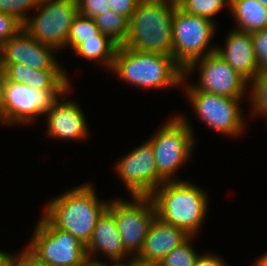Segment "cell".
<instances>
[{
	"instance_id": "1",
	"label": "cell",
	"mask_w": 267,
	"mask_h": 266,
	"mask_svg": "<svg viewBox=\"0 0 267 266\" xmlns=\"http://www.w3.org/2000/svg\"><path fill=\"white\" fill-rule=\"evenodd\" d=\"M108 205L109 201L101 202L94 187L85 183L52 199L43 215L55 227L71 233L87 245L98 219Z\"/></svg>"
},
{
	"instance_id": "2",
	"label": "cell",
	"mask_w": 267,
	"mask_h": 266,
	"mask_svg": "<svg viewBox=\"0 0 267 266\" xmlns=\"http://www.w3.org/2000/svg\"><path fill=\"white\" fill-rule=\"evenodd\" d=\"M112 72L125 82L147 89L182 85L184 69L173 56L118 46Z\"/></svg>"
},
{
	"instance_id": "3",
	"label": "cell",
	"mask_w": 267,
	"mask_h": 266,
	"mask_svg": "<svg viewBox=\"0 0 267 266\" xmlns=\"http://www.w3.org/2000/svg\"><path fill=\"white\" fill-rule=\"evenodd\" d=\"M176 0H140L129 20L123 46L173 56L172 24Z\"/></svg>"
},
{
	"instance_id": "4",
	"label": "cell",
	"mask_w": 267,
	"mask_h": 266,
	"mask_svg": "<svg viewBox=\"0 0 267 266\" xmlns=\"http://www.w3.org/2000/svg\"><path fill=\"white\" fill-rule=\"evenodd\" d=\"M156 216L195 236L206 218L208 195L186 180L165 181L150 195Z\"/></svg>"
},
{
	"instance_id": "5",
	"label": "cell",
	"mask_w": 267,
	"mask_h": 266,
	"mask_svg": "<svg viewBox=\"0 0 267 266\" xmlns=\"http://www.w3.org/2000/svg\"><path fill=\"white\" fill-rule=\"evenodd\" d=\"M148 140L154 151L158 174L165 181L182 180L175 178V173L190 159L195 146L194 132L185 116H172Z\"/></svg>"
},
{
	"instance_id": "6",
	"label": "cell",
	"mask_w": 267,
	"mask_h": 266,
	"mask_svg": "<svg viewBox=\"0 0 267 266\" xmlns=\"http://www.w3.org/2000/svg\"><path fill=\"white\" fill-rule=\"evenodd\" d=\"M183 78L182 86L185 96L196 115L208 128L224 136L235 137L246 130L240 103L243 99H234L221 95L196 90ZM184 83V84H183Z\"/></svg>"
},
{
	"instance_id": "7",
	"label": "cell",
	"mask_w": 267,
	"mask_h": 266,
	"mask_svg": "<svg viewBox=\"0 0 267 266\" xmlns=\"http://www.w3.org/2000/svg\"><path fill=\"white\" fill-rule=\"evenodd\" d=\"M215 24L176 6L172 24L173 57L184 70L193 61L216 52L215 46L208 48L216 31Z\"/></svg>"
},
{
	"instance_id": "8",
	"label": "cell",
	"mask_w": 267,
	"mask_h": 266,
	"mask_svg": "<svg viewBox=\"0 0 267 266\" xmlns=\"http://www.w3.org/2000/svg\"><path fill=\"white\" fill-rule=\"evenodd\" d=\"M26 247L50 266H79L87 257L86 245L71 233L55 227L44 215Z\"/></svg>"
},
{
	"instance_id": "9",
	"label": "cell",
	"mask_w": 267,
	"mask_h": 266,
	"mask_svg": "<svg viewBox=\"0 0 267 266\" xmlns=\"http://www.w3.org/2000/svg\"><path fill=\"white\" fill-rule=\"evenodd\" d=\"M68 89H34L27 84L4 82L0 122L4 125L31 123L46 114Z\"/></svg>"
},
{
	"instance_id": "10",
	"label": "cell",
	"mask_w": 267,
	"mask_h": 266,
	"mask_svg": "<svg viewBox=\"0 0 267 266\" xmlns=\"http://www.w3.org/2000/svg\"><path fill=\"white\" fill-rule=\"evenodd\" d=\"M23 28L38 42L56 51L67 46L71 24L78 14L76 0H42Z\"/></svg>"
},
{
	"instance_id": "11",
	"label": "cell",
	"mask_w": 267,
	"mask_h": 266,
	"mask_svg": "<svg viewBox=\"0 0 267 266\" xmlns=\"http://www.w3.org/2000/svg\"><path fill=\"white\" fill-rule=\"evenodd\" d=\"M129 200H110L108 209L114 214L115 222L125 250L132 256L141 251L149 228L156 217L150 196H131Z\"/></svg>"
},
{
	"instance_id": "12",
	"label": "cell",
	"mask_w": 267,
	"mask_h": 266,
	"mask_svg": "<svg viewBox=\"0 0 267 266\" xmlns=\"http://www.w3.org/2000/svg\"><path fill=\"white\" fill-rule=\"evenodd\" d=\"M197 65L199 84L191 83L196 90L234 99H242L246 94L249 83L216 52L193 61L184 70V77L194 72Z\"/></svg>"
},
{
	"instance_id": "13",
	"label": "cell",
	"mask_w": 267,
	"mask_h": 266,
	"mask_svg": "<svg viewBox=\"0 0 267 266\" xmlns=\"http://www.w3.org/2000/svg\"><path fill=\"white\" fill-rule=\"evenodd\" d=\"M115 171L132 196H150L165 180L158 174L149 140L130 151L115 165Z\"/></svg>"
},
{
	"instance_id": "14",
	"label": "cell",
	"mask_w": 267,
	"mask_h": 266,
	"mask_svg": "<svg viewBox=\"0 0 267 266\" xmlns=\"http://www.w3.org/2000/svg\"><path fill=\"white\" fill-rule=\"evenodd\" d=\"M57 51L34 39L24 28L0 47V64H23L33 69H64Z\"/></svg>"
},
{
	"instance_id": "15",
	"label": "cell",
	"mask_w": 267,
	"mask_h": 266,
	"mask_svg": "<svg viewBox=\"0 0 267 266\" xmlns=\"http://www.w3.org/2000/svg\"><path fill=\"white\" fill-rule=\"evenodd\" d=\"M71 87L62 94L51 109L45 114L47 134L50 138L62 140L87 139L88 127L81 106L74 101L65 100Z\"/></svg>"
},
{
	"instance_id": "16",
	"label": "cell",
	"mask_w": 267,
	"mask_h": 266,
	"mask_svg": "<svg viewBox=\"0 0 267 266\" xmlns=\"http://www.w3.org/2000/svg\"><path fill=\"white\" fill-rule=\"evenodd\" d=\"M220 55L249 84L259 74L252 34L234 29L226 37L225 46H216Z\"/></svg>"
},
{
	"instance_id": "17",
	"label": "cell",
	"mask_w": 267,
	"mask_h": 266,
	"mask_svg": "<svg viewBox=\"0 0 267 266\" xmlns=\"http://www.w3.org/2000/svg\"><path fill=\"white\" fill-rule=\"evenodd\" d=\"M190 236L184 229L166 223L156 216L136 258L139 261L159 264L169 252Z\"/></svg>"
},
{
	"instance_id": "18",
	"label": "cell",
	"mask_w": 267,
	"mask_h": 266,
	"mask_svg": "<svg viewBox=\"0 0 267 266\" xmlns=\"http://www.w3.org/2000/svg\"><path fill=\"white\" fill-rule=\"evenodd\" d=\"M103 253L109 260L124 259L130 254L125 250L118 231L114 214L107 208L95 225L91 239L86 245V254L95 257Z\"/></svg>"
},
{
	"instance_id": "19",
	"label": "cell",
	"mask_w": 267,
	"mask_h": 266,
	"mask_svg": "<svg viewBox=\"0 0 267 266\" xmlns=\"http://www.w3.org/2000/svg\"><path fill=\"white\" fill-rule=\"evenodd\" d=\"M229 9L238 30L253 33L267 28V8L258 0H230Z\"/></svg>"
},
{
	"instance_id": "20",
	"label": "cell",
	"mask_w": 267,
	"mask_h": 266,
	"mask_svg": "<svg viewBox=\"0 0 267 266\" xmlns=\"http://www.w3.org/2000/svg\"><path fill=\"white\" fill-rule=\"evenodd\" d=\"M118 46L110 37L100 32L96 38L81 43L73 53L95 63L100 62L111 71Z\"/></svg>"
},
{
	"instance_id": "21",
	"label": "cell",
	"mask_w": 267,
	"mask_h": 266,
	"mask_svg": "<svg viewBox=\"0 0 267 266\" xmlns=\"http://www.w3.org/2000/svg\"><path fill=\"white\" fill-rule=\"evenodd\" d=\"M94 20L101 33L110 37L119 46L124 45L129 30V20L126 17L110 10L97 15Z\"/></svg>"
},
{
	"instance_id": "22",
	"label": "cell",
	"mask_w": 267,
	"mask_h": 266,
	"mask_svg": "<svg viewBox=\"0 0 267 266\" xmlns=\"http://www.w3.org/2000/svg\"><path fill=\"white\" fill-rule=\"evenodd\" d=\"M65 69H34L27 85L34 89H69V77Z\"/></svg>"
},
{
	"instance_id": "23",
	"label": "cell",
	"mask_w": 267,
	"mask_h": 266,
	"mask_svg": "<svg viewBox=\"0 0 267 266\" xmlns=\"http://www.w3.org/2000/svg\"><path fill=\"white\" fill-rule=\"evenodd\" d=\"M99 33L94 18L78 13L71 24L66 48L71 47L74 51L81 43L96 38Z\"/></svg>"
},
{
	"instance_id": "24",
	"label": "cell",
	"mask_w": 267,
	"mask_h": 266,
	"mask_svg": "<svg viewBox=\"0 0 267 266\" xmlns=\"http://www.w3.org/2000/svg\"><path fill=\"white\" fill-rule=\"evenodd\" d=\"M177 6L191 15L214 21L212 17L223 7L230 6V0H176Z\"/></svg>"
},
{
	"instance_id": "25",
	"label": "cell",
	"mask_w": 267,
	"mask_h": 266,
	"mask_svg": "<svg viewBox=\"0 0 267 266\" xmlns=\"http://www.w3.org/2000/svg\"><path fill=\"white\" fill-rule=\"evenodd\" d=\"M193 237L190 236L185 242L169 252L159 262V266H194L199 254L190 243Z\"/></svg>"
},
{
	"instance_id": "26",
	"label": "cell",
	"mask_w": 267,
	"mask_h": 266,
	"mask_svg": "<svg viewBox=\"0 0 267 266\" xmlns=\"http://www.w3.org/2000/svg\"><path fill=\"white\" fill-rule=\"evenodd\" d=\"M249 85V97L254 115L267 116V73H259Z\"/></svg>"
},
{
	"instance_id": "27",
	"label": "cell",
	"mask_w": 267,
	"mask_h": 266,
	"mask_svg": "<svg viewBox=\"0 0 267 266\" xmlns=\"http://www.w3.org/2000/svg\"><path fill=\"white\" fill-rule=\"evenodd\" d=\"M42 0H0V12L16 17L22 24L28 19L31 9H36Z\"/></svg>"
},
{
	"instance_id": "28",
	"label": "cell",
	"mask_w": 267,
	"mask_h": 266,
	"mask_svg": "<svg viewBox=\"0 0 267 266\" xmlns=\"http://www.w3.org/2000/svg\"><path fill=\"white\" fill-rule=\"evenodd\" d=\"M251 34L259 73H267V28Z\"/></svg>"
},
{
	"instance_id": "29",
	"label": "cell",
	"mask_w": 267,
	"mask_h": 266,
	"mask_svg": "<svg viewBox=\"0 0 267 266\" xmlns=\"http://www.w3.org/2000/svg\"><path fill=\"white\" fill-rule=\"evenodd\" d=\"M21 29L23 24L16 17L0 12V47Z\"/></svg>"
},
{
	"instance_id": "30",
	"label": "cell",
	"mask_w": 267,
	"mask_h": 266,
	"mask_svg": "<svg viewBox=\"0 0 267 266\" xmlns=\"http://www.w3.org/2000/svg\"><path fill=\"white\" fill-rule=\"evenodd\" d=\"M4 70L5 79L7 81L27 84L30 82L31 71L34 69L23 64H0Z\"/></svg>"
},
{
	"instance_id": "31",
	"label": "cell",
	"mask_w": 267,
	"mask_h": 266,
	"mask_svg": "<svg viewBox=\"0 0 267 266\" xmlns=\"http://www.w3.org/2000/svg\"><path fill=\"white\" fill-rule=\"evenodd\" d=\"M78 13L95 18L111 10L109 0H76Z\"/></svg>"
},
{
	"instance_id": "32",
	"label": "cell",
	"mask_w": 267,
	"mask_h": 266,
	"mask_svg": "<svg viewBox=\"0 0 267 266\" xmlns=\"http://www.w3.org/2000/svg\"><path fill=\"white\" fill-rule=\"evenodd\" d=\"M10 266H50V265L40 261L27 248H25L23 249V251H21L20 254L12 256Z\"/></svg>"
},
{
	"instance_id": "33",
	"label": "cell",
	"mask_w": 267,
	"mask_h": 266,
	"mask_svg": "<svg viewBox=\"0 0 267 266\" xmlns=\"http://www.w3.org/2000/svg\"><path fill=\"white\" fill-rule=\"evenodd\" d=\"M139 1L140 0H109V4L112 11L130 20Z\"/></svg>"
},
{
	"instance_id": "34",
	"label": "cell",
	"mask_w": 267,
	"mask_h": 266,
	"mask_svg": "<svg viewBox=\"0 0 267 266\" xmlns=\"http://www.w3.org/2000/svg\"><path fill=\"white\" fill-rule=\"evenodd\" d=\"M194 266H226V264L225 261L220 257H217V255L207 253L203 255L199 254Z\"/></svg>"
},
{
	"instance_id": "35",
	"label": "cell",
	"mask_w": 267,
	"mask_h": 266,
	"mask_svg": "<svg viewBox=\"0 0 267 266\" xmlns=\"http://www.w3.org/2000/svg\"><path fill=\"white\" fill-rule=\"evenodd\" d=\"M122 258L121 259H111V264H106L105 266H135V261L137 260L136 256H133L132 258L130 257L126 262L124 263V261L122 262Z\"/></svg>"
},
{
	"instance_id": "36",
	"label": "cell",
	"mask_w": 267,
	"mask_h": 266,
	"mask_svg": "<svg viewBox=\"0 0 267 266\" xmlns=\"http://www.w3.org/2000/svg\"><path fill=\"white\" fill-rule=\"evenodd\" d=\"M13 254L0 250V266H10Z\"/></svg>"
},
{
	"instance_id": "37",
	"label": "cell",
	"mask_w": 267,
	"mask_h": 266,
	"mask_svg": "<svg viewBox=\"0 0 267 266\" xmlns=\"http://www.w3.org/2000/svg\"><path fill=\"white\" fill-rule=\"evenodd\" d=\"M79 266H105V263L87 256Z\"/></svg>"
},
{
	"instance_id": "38",
	"label": "cell",
	"mask_w": 267,
	"mask_h": 266,
	"mask_svg": "<svg viewBox=\"0 0 267 266\" xmlns=\"http://www.w3.org/2000/svg\"><path fill=\"white\" fill-rule=\"evenodd\" d=\"M4 82H5L4 70L2 69L0 65V113H1L2 103H3Z\"/></svg>"
},
{
	"instance_id": "39",
	"label": "cell",
	"mask_w": 267,
	"mask_h": 266,
	"mask_svg": "<svg viewBox=\"0 0 267 266\" xmlns=\"http://www.w3.org/2000/svg\"><path fill=\"white\" fill-rule=\"evenodd\" d=\"M254 266H267V252L255 261Z\"/></svg>"
},
{
	"instance_id": "40",
	"label": "cell",
	"mask_w": 267,
	"mask_h": 266,
	"mask_svg": "<svg viewBox=\"0 0 267 266\" xmlns=\"http://www.w3.org/2000/svg\"><path fill=\"white\" fill-rule=\"evenodd\" d=\"M135 266H159L158 263H147L143 261H139L138 259L135 261Z\"/></svg>"
},
{
	"instance_id": "41",
	"label": "cell",
	"mask_w": 267,
	"mask_h": 266,
	"mask_svg": "<svg viewBox=\"0 0 267 266\" xmlns=\"http://www.w3.org/2000/svg\"><path fill=\"white\" fill-rule=\"evenodd\" d=\"M260 4L267 8V0H258Z\"/></svg>"
}]
</instances>
